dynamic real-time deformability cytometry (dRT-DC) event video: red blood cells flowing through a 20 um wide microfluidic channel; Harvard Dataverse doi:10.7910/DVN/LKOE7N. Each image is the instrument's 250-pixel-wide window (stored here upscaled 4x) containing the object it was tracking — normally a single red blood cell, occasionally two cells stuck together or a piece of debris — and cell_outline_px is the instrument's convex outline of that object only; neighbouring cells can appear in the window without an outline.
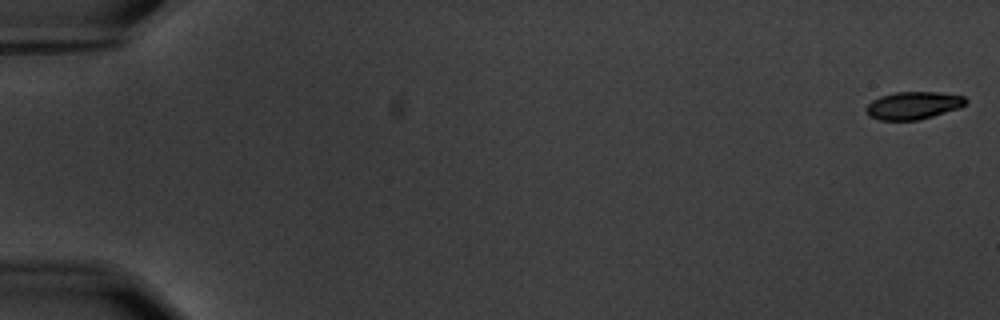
{"species": "common noctule bat (a hibernating species)", "species_latin": "Nyctalus noctula", "temperature_condition": "warm", "stored_images_in_passage": 7, "camera_frame_rate_fps": 3000, "um_per_image_px": 0.085, "animal": {"sex": "male", "body_mass_g": 20.1, "forearm_length_mm": 53.5}, "frame": {"image": 1, "passage_image": 1, "time_ms": 0.0, "image_size_px": [1000, 320], "cell_outline_px": [[968, 100], [960, 108], [920, 120], [880, 120], [868, 116], [864, 108], [872, 100], [880, 96], [896, 92], [940, 92], [964, 96]], "centroid_in_image_um": [77.62, 8.96], "position_along_channel_um": 7.4, "area_um2": 16.18}}
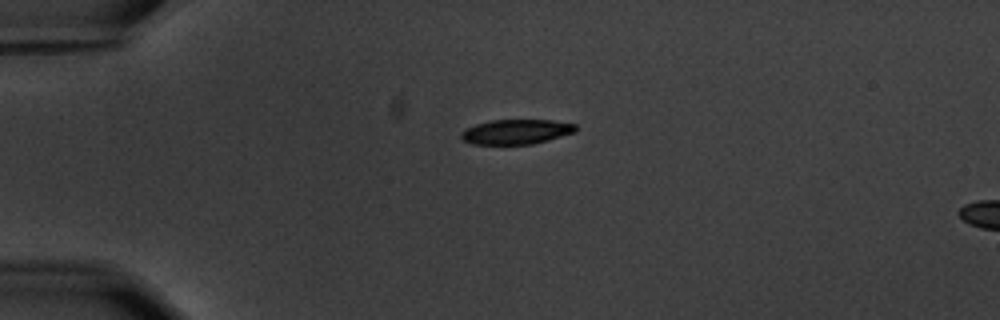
{"frame": {"image": 2, "passage_image": 5, "time_ms": 4.667, "image_size_px": [1000, 320], "cell_outline_px": [[576, 132], [532, 144], [472, 144], [464, 140], [460, 136], [460, 132], [464, 128], [476, 124], [492, 120], [552, 120], [576, 124]], "centroid_in_image_um": [43.85, 11.19], "position_along_channel_um": 41.1, "area_um2": 16.53}}